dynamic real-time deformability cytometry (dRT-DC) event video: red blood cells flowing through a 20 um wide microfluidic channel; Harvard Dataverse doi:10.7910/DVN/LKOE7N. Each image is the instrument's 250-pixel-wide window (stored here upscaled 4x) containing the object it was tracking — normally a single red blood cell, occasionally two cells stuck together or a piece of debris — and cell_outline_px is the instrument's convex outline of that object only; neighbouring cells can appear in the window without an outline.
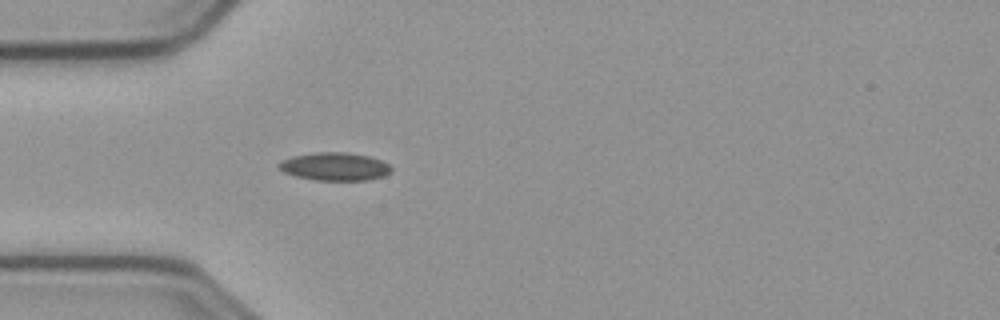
{"species": "common noctule bat (a hibernating species)", "species_latin": "Nyctalus noctula", "temperature_condition": "cold", "stored_images_in_passage": 5, "camera_frame_rate_fps": 3000, "um_per_image_px": 0.085, "animal": {"sex": "male", "body_mass_g": 23.1, "forearm_length_mm": 52.7}, "frame": {"image": 1, "passage_image": 1, "time_ms": 0.0, "image_size_px": [1000, 320], "cell_outline_px": [[392, 172], [384, 176], [368, 180], [316, 180], [296, 176], [284, 172], [276, 164], [292, 156], [316, 152], [348, 152], [368, 156], [380, 160], [388, 164], [392, 168]], "centroid_in_image_um": [28.48, 14.15], "position_along_channel_um": 56.5, "area_um2": 18.32}}